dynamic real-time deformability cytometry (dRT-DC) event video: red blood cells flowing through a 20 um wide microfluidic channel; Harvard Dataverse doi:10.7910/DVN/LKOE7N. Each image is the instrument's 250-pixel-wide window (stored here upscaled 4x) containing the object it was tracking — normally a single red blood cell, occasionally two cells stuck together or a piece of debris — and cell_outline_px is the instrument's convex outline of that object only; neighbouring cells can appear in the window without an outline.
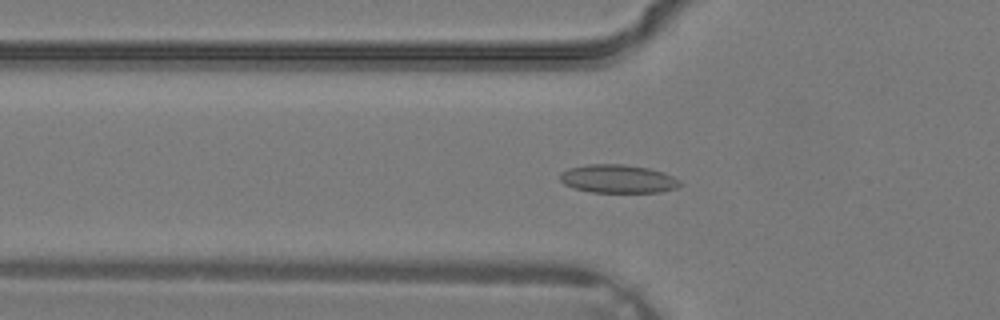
{"species": "common noctule bat (a hibernating species)", "species_latin": "Nyctalus noctula", "temperature_condition": "warm", "stored_images_in_passage": 28, "camera_frame_rate_fps": 3000, "um_per_image_px": 0.085, "animal": {"sex": "male", "body_mass_g": 19.2, "forearm_length_mm": 51.8}, "frame": {"image": 1, "passage_image": 7, "time_ms": 2.0, "image_size_px": [1000, 320], "cell_outline_px": [[684, 184], [676, 188], [660, 192], [592, 192], [576, 188], [564, 184], [560, 180], [560, 172], [568, 168], [588, 164], [624, 164], [648, 168], [664, 172], [680, 180]], "centroid_in_image_um": [52.55, 15.19], "position_along_channel_um": 73.3, "area_um2": 19.88}}
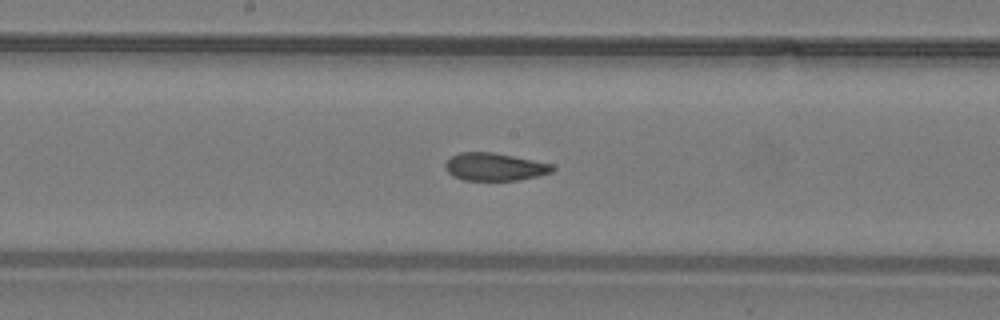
{"frame": {"image": 2, "passage_image": 14, "time_ms": 4.333, "image_size_px": [1000, 320], "cell_outline_px": [[556, 168], [552, 172], [536, 176], [516, 180], [464, 180], [452, 176], [444, 168], [444, 164], [452, 156], [460, 152], [492, 152], [552, 164]], "centroid_in_image_um": [42.01, 14.18], "position_along_channel_um": 206.2, "area_um2": 17.17}}
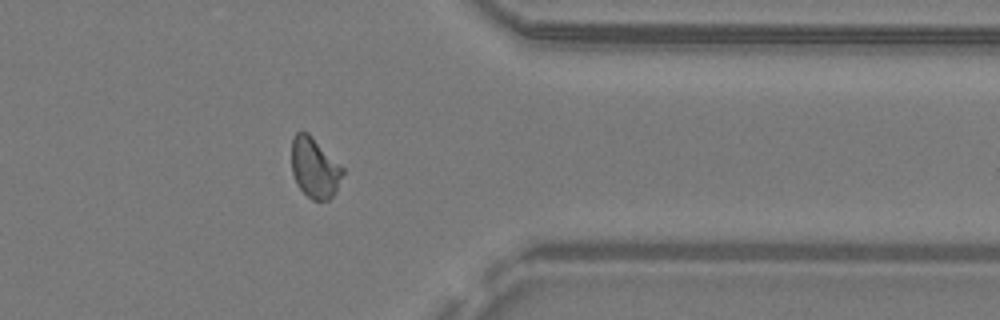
{"frame": {"image": 3, "passage_image": 24, "time_ms": 7.667, "image_size_px": [1000, 320], "cell_outline_px": [[344, 172], [336, 192], [328, 200], [312, 200], [296, 184], [292, 172], [292, 136], [300, 128], [308, 132], [344, 168]], "centroid_in_image_um": [26.73, 14.23], "position_along_channel_um": 384.7, "area_um2": 18.15}}